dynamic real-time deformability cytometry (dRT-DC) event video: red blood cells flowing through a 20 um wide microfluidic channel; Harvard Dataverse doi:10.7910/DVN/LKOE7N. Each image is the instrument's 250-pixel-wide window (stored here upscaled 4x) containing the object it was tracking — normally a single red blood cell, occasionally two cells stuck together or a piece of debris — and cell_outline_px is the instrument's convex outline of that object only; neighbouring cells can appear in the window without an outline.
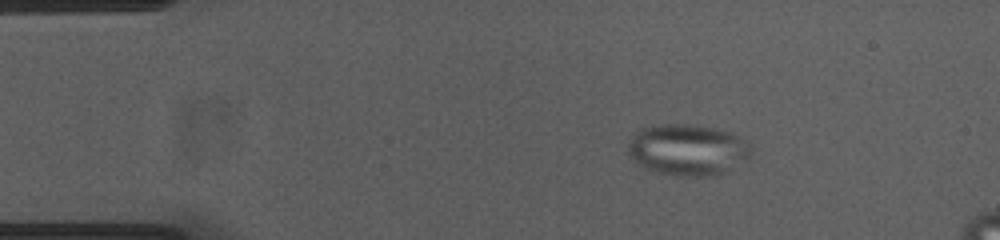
{"species": "common noctule bat (a hibernating species)", "species_latin": "Nyctalus noctula", "temperature_condition": "cold", "stored_images_in_passage": 47, "camera_frame_rate_fps": 3000, "um_per_image_px": 0.085, "animal": {"sex": "female", "body_mass_g": 23.0, "forearm_length_mm": 53.4}, "frame": {"image": 1, "passage_image": 2, "time_ms": 0.333, "image_size_px": [1000, 240], "cell_outline_px": [[752, 152], [748, 156], [720, 172], [712, 176], [684, 176], [652, 172], [640, 168], [636, 164], [628, 152], [628, 144], [632, 132], [640, 128], [652, 124], [692, 124], [716, 128], [732, 132], [740, 136], [752, 148]], "centroid_in_image_um": [58.33, 12.7], "position_along_channel_um": 26.7, "area_um2": 36.99}}
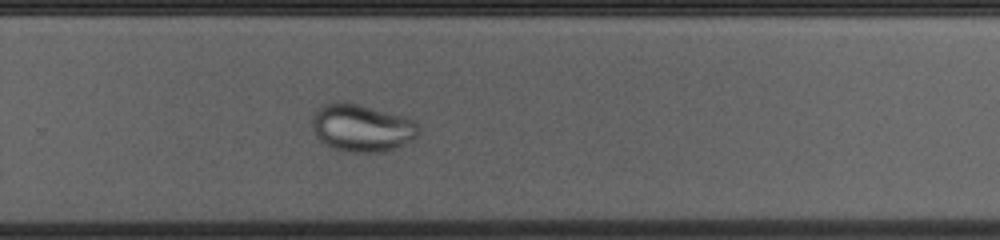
{"frame": {"image": 2, "passage_image": 29, "time_ms": 9.333, "image_size_px": [1000, 240], "cell_outline_px": [[420, 132], [416, 136], [404, 144], [384, 152], [352, 152], [332, 148], [320, 140], [316, 136], [312, 128], [312, 120], [316, 112], [324, 104], [336, 100], [344, 100], [408, 116], [420, 128]], "centroid_in_image_um": [30.76, 10.84], "position_along_channel_um": 299.0, "area_um2": 29.77}}
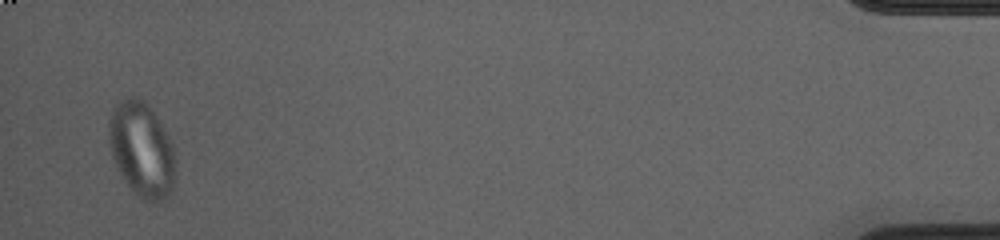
{"frame": {"image": 3, "passage_image": 46, "time_ms": 15.0, "image_size_px": [1000, 240], "cell_outline_px": [[176, 180], [168, 196], [160, 200], [144, 200], [124, 180], [112, 156], [108, 140], [108, 124], [112, 108], [120, 100], [132, 96], [136, 96], [144, 100], [148, 104], [168, 136], [172, 144], [176, 156]], "centroid_in_image_um": [12.06, 12.67], "position_along_channel_um": 423.1, "area_um2": 36.76}}